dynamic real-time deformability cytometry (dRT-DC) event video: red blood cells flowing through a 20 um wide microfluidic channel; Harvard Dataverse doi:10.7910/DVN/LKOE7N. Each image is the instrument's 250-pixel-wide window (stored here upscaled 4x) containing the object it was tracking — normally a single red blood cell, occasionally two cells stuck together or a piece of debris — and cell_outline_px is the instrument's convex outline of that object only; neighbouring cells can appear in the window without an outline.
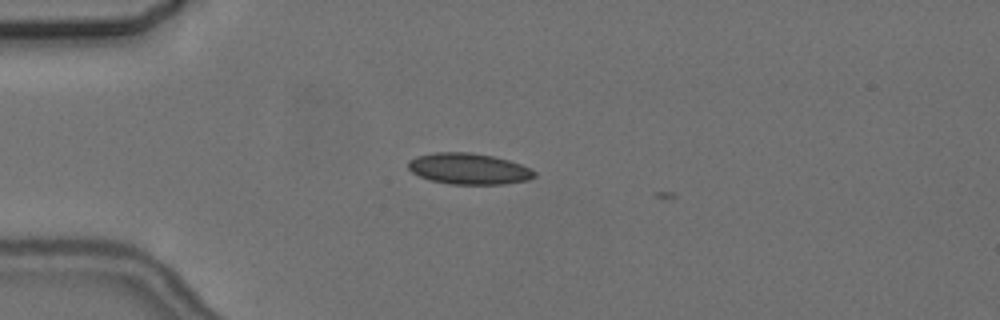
{"species": "common noctule bat (a hibernating species)", "species_latin": "Nyctalus noctula", "temperature_condition": "cold", "stored_images_in_passage": 2, "camera_frame_rate_fps": 3000, "um_per_image_px": 0.085, "animal": {"sex": "female", "body_mass_g": 24.6, "forearm_length_mm": 56.2}, "frame": {"image": 1, "passage_image": 1, "time_ms": 0.0, "image_size_px": [1000, 320], "cell_outline_px": [[536, 176], [528, 180], [504, 184], [448, 184], [428, 180], [412, 172], [408, 168], [408, 160], [416, 156], [436, 152], [472, 152], [492, 156], [508, 160], [520, 164], [536, 172]], "centroid_in_image_um": [39.81, 14.35], "position_along_channel_um": 45.2, "area_um2": 22.95}}